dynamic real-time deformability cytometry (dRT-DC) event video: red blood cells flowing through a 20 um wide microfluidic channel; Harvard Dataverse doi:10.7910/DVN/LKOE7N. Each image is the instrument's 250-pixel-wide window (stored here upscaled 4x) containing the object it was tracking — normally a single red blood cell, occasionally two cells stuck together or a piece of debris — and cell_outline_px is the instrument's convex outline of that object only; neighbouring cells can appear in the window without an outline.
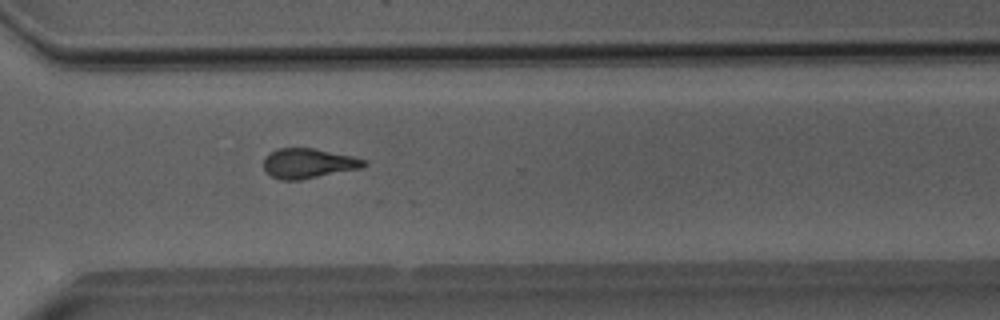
{"species": "Egyptian fruit bat (a non-hibernating species)", "species_latin": "Rousettus aegyptiacus", "temperature_condition": "room temperature", "stored_images_in_passage": 37, "camera_frame_rate_fps": 3000, "um_per_image_px": 0.085, "animal": {"sex": "male"}, "frame": {"image": 1, "passage_image": 24, "time_ms": 7.667, "image_size_px": [1000, 320], "cell_outline_px": [[368, 164], [360, 168], [300, 180], [280, 180], [272, 176], [264, 168], [264, 156], [276, 148], [312, 148], [352, 156], [368, 160]], "centroid_in_image_um": [26.2, 13.88], "position_along_channel_um": 344.4, "area_um2": 17.4}}
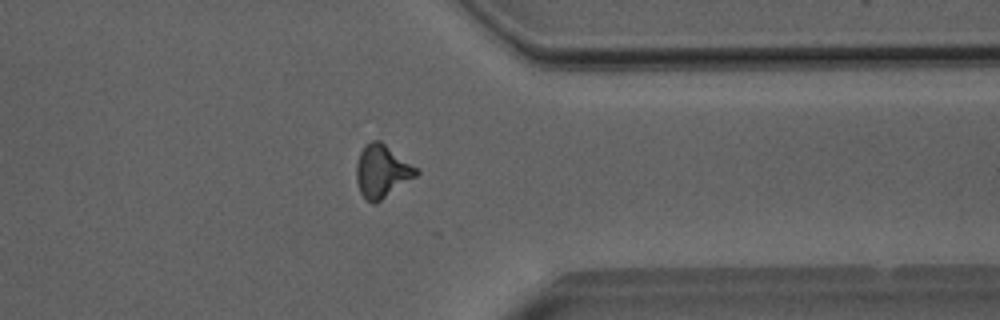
{"frame": {"image": 2, "passage_image": 27, "time_ms": 8.667, "image_size_px": [1000, 320], "cell_outline_px": [[420, 172], [416, 176], [376, 204], [372, 204], [360, 192], [356, 180], [356, 164], [360, 152], [364, 144], [372, 140], [380, 140], [420, 168]], "centroid_in_image_um": [32.49, 14.53], "position_along_channel_um": 378.9, "area_um2": 18.73}}
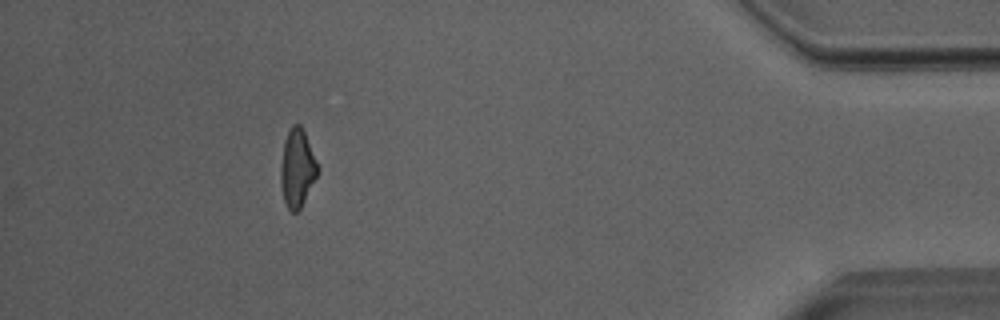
{"frame": {"image": 3, "passage_image": 33, "time_ms": 10.667, "image_size_px": [1000, 320], "cell_outline_px": [[320, 172], [300, 208], [296, 212], [292, 212], [288, 208], [284, 200], [280, 184], [280, 168], [284, 140], [292, 124], [300, 124], [304, 132], [320, 168]], "centroid_in_image_um": [25.27, 14.3], "position_along_channel_um": 409.9, "area_um2": 16.88}}